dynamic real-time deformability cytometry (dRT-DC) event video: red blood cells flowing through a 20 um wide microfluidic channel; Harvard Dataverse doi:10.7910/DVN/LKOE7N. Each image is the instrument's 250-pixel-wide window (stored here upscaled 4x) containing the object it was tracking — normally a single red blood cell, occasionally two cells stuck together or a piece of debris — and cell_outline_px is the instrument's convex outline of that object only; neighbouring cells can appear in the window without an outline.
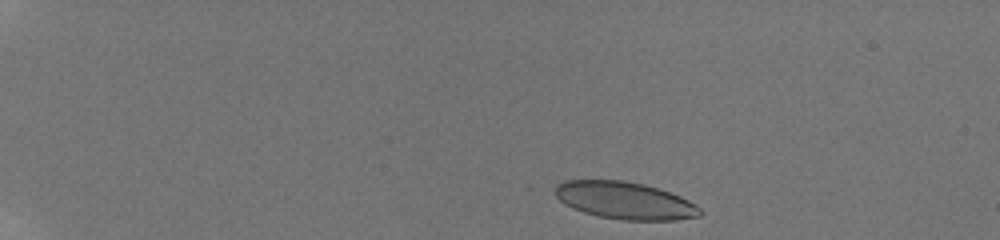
{"species": "human", "species_latin": "Homo sapiens", "temperature_condition": "room temperature", "stored_images_in_passage": 41, "camera_frame_rate_fps": 3000, "um_per_image_px": 0.085, "donor": {"sex": "male"}, "frame": {"image": 1, "passage_image": 1, "time_ms": 0.0, "image_size_px": [1000, 240], "cell_outline_px": [[704, 212], [700, 216], [676, 220], [620, 220], [600, 216], [584, 212], [572, 208], [564, 204], [552, 192], [556, 184], [564, 180], [624, 180], [644, 184], [680, 196], [696, 204]], "centroid_in_image_um": [53.09, 17.04], "position_along_channel_um": 31.9, "area_um2": 31.67}}
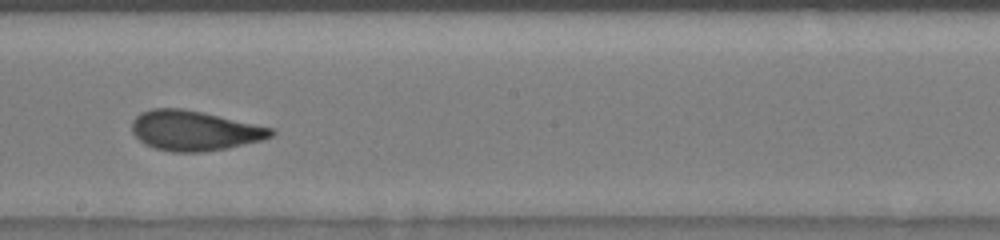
{"frame": {"image": 2, "passage_image": 23, "time_ms": 8.0, "image_size_px": [1000, 240], "cell_outline_px": [[276, 132], [272, 136], [264, 140], [228, 148], [200, 152], [172, 152], [156, 148], [144, 144], [132, 132], [132, 120], [140, 112], [152, 108], [180, 108], [204, 112], [272, 128]], "centroid_in_image_um": [16.52, 11.1], "position_along_channel_um": 231.7, "area_um2": 32.48}}
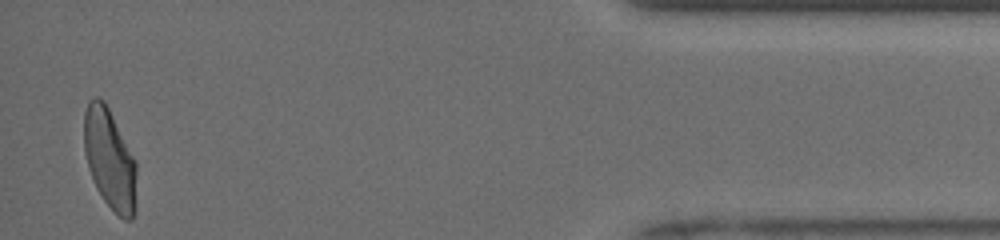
{"frame": {"image": 3, "passage_image": 41, "time_ms": 14.333, "image_size_px": [1000, 240], "cell_outline_px": [[136, 212], [132, 220], [124, 220], [104, 200], [96, 188], [88, 168], [84, 152], [84, 112], [88, 100], [92, 96], [96, 96], [104, 100], [136, 160]], "centroid_in_image_um": [9.33, 13.52], "position_along_channel_um": 425.9, "area_um2": 31.04}, "authors_computed_cell_mechanics": {"area_um2": 31.9634, "velocity_mm_per_s": 3.9474, "shape_relaxation_time_tau1_ms": 4.648, "shape_relaxation_time_tau2_ms": 0.772, "deformation_change_tau1": 0.1728, "deformation_change_tau2": 0.0686}}